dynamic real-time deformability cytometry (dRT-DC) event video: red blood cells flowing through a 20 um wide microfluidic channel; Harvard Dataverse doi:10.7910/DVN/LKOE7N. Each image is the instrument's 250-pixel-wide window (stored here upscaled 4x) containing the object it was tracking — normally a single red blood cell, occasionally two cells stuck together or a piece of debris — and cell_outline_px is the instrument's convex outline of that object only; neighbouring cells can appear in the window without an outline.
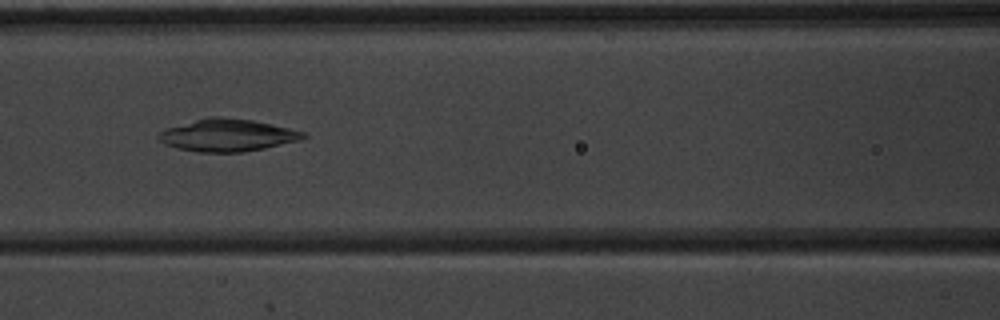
{"species": "common noctule bat (a hibernating species)", "species_latin": "Nyctalus noctula", "temperature_condition": "warm", "stored_images_in_passage": 53, "camera_frame_rate_fps": 3000, "um_per_image_px": 0.085, "animal": {"sex": "male", "body_mass_g": 20.1, "forearm_length_mm": 53.5}, "frame": {"image": 1, "passage_image": 24, "time_ms": 7.667, "image_size_px": [1000, 320], "cell_outline_px": [[308, 136], [300, 140], [264, 148], [244, 152], [196, 152], [176, 148], [164, 144], [156, 136], [164, 128], [208, 116], [220, 116], [252, 120], [272, 124], [304, 132]], "centroid_in_image_um": [19.28, 11.49], "position_along_channel_um": 147.3, "area_um2": 27.4}}
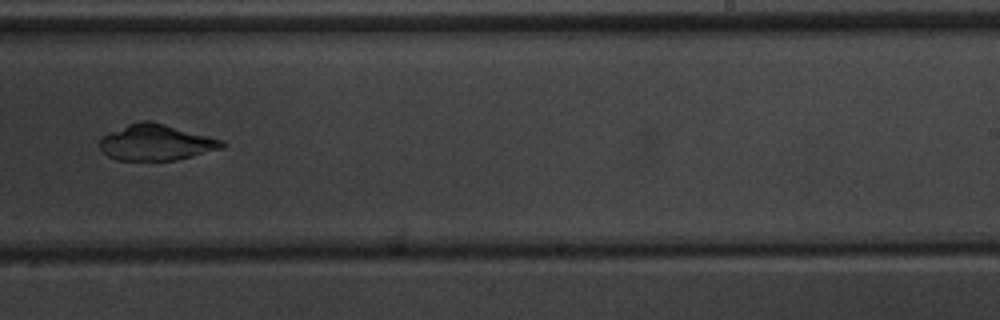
{"frame": {"image": 2, "passage_image": 34, "time_ms": 11.0, "image_size_px": [1000, 320], "cell_outline_px": [[228, 144], [224, 148], [176, 160], [116, 160], [108, 156], [100, 148], [100, 140], [108, 132], [128, 124], [140, 120], [152, 120], [224, 140]], "centroid_in_image_um": [13.31, 12.1], "position_along_channel_um": 275.7, "area_um2": 25.84}}
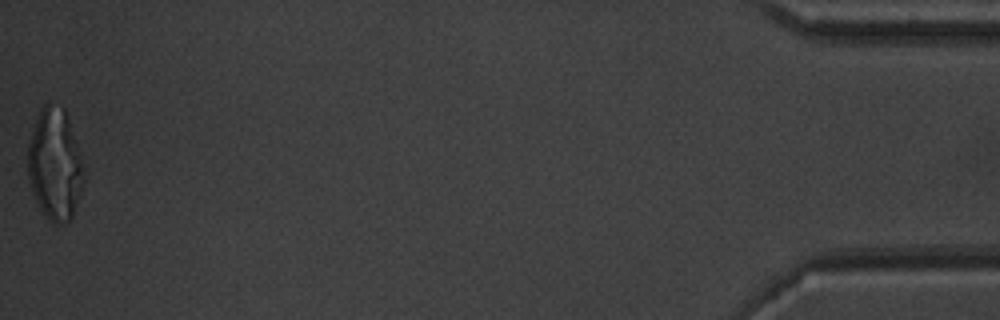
{"frame": {"image": 3, "passage_image": 53, "time_ms": 17.333, "image_size_px": [1000, 320], "cell_outline_px": [[84, 184], [72, 216], [64, 224], [56, 224], [44, 212], [36, 200], [28, 176], [28, 144], [40, 108], [44, 104], [48, 104], [64, 108], [80, 152], [84, 172]], "centroid_in_image_um": [4.68, 13.97], "position_along_channel_um": 430.5, "area_um2": 35.72}, "authors_computed_cell_mechanics": {"area_um2": 29.2468, "velocity_mm_per_s": 3.866, "shape_relaxation_time_tau1_ms": null, "shape_relaxation_time_tau2_ms": 2.6199, "deformation_change_tau1": null, "deformation_change_tau2": 0.0573}}